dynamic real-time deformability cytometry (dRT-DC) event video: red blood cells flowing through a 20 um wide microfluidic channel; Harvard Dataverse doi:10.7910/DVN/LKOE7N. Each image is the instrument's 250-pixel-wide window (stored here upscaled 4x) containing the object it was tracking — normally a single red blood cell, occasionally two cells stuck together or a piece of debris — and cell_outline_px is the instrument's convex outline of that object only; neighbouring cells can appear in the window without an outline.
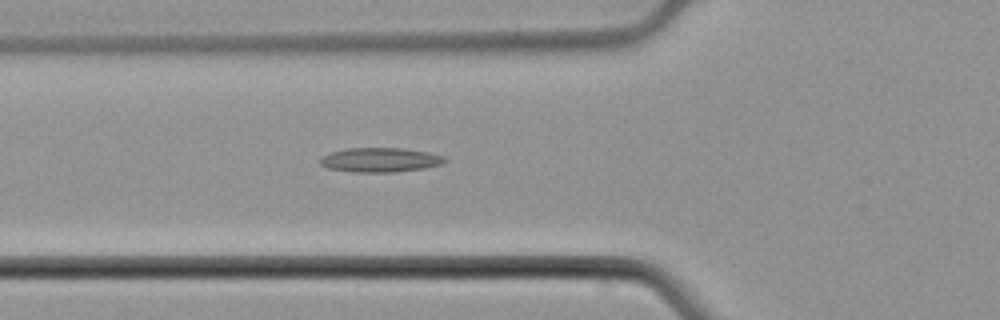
{"species": "common noctule bat (a hibernating species)", "species_latin": "Nyctalus noctula", "temperature_condition": "cold", "stored_images_in_passage": 44, "camera_frame_rate_fps": 3000, "um_per_image_px": 0.085, "animal": {"sex": "male", "body_mass_g": 21.5, "forearm_length_mm": 52.0}, "frame": {"image": 1, "passage_image": 10, "time_ms": 3.0, "image_size_px": [1000, 320], "cell_outline_px": [[448, 160], [444, 164], [424, 168], [392, 172], [352, 172], [328, 168], [320, 164], [320, 156], [332, 152], [348, 148], [404, 148], [428, 152], [444, 156]], "centroid_in_image_um": [32.33, 13.59], "position_along_channel_um": 93.5, "area_um2": 17.8}}
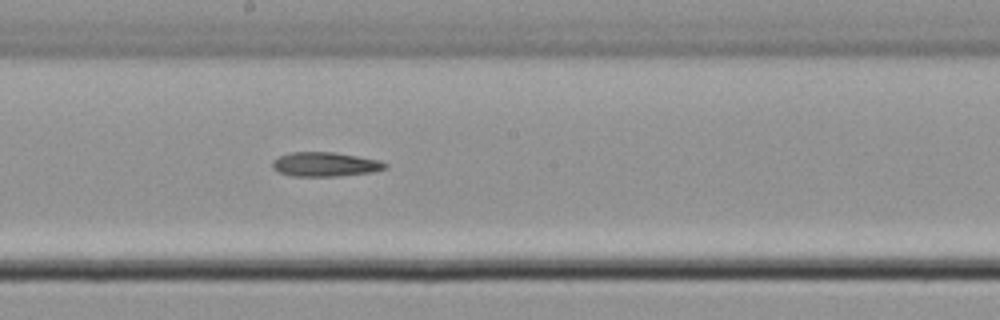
{"frame": {"image": 2, "passage_image": 20, "time_ms": 6.333, "image_size_px": [1000, 320], "cell_outline_px": [[388, 168], [372, 172], [336, 176], [292, 176], [280, 172], [272, 168], [272, 160], [288, 152], [332, 152], [380, 160], [388, 164]], "centroid_in_image_um": [27.63, 13.96], "position_along_channel_um": 220.6, "area_um2": 15.95}}
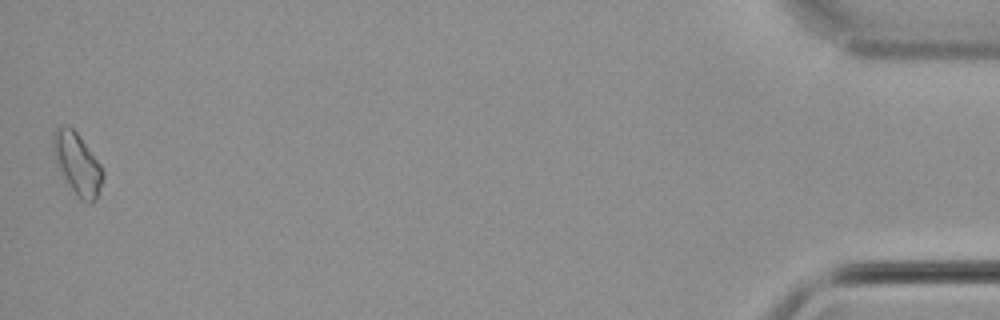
{"frame": {"image": 3, "passage_image": 44, "time_ms": 14.333, "image_size_px": [1000, 320], "cell_outline_px": [[104, 176], [96, 200], [92, 204], [84, 204], [76, 196], [56, 164], [52, 152], [52, 132], [60, 124], [64, 124], [72, 128], [80, 136], [100, 164], [104, 172]], "centroid_in_image_um": [6.55, 13.92], "position_along_channel_um": 428.6, "area_um2": 18.21}}